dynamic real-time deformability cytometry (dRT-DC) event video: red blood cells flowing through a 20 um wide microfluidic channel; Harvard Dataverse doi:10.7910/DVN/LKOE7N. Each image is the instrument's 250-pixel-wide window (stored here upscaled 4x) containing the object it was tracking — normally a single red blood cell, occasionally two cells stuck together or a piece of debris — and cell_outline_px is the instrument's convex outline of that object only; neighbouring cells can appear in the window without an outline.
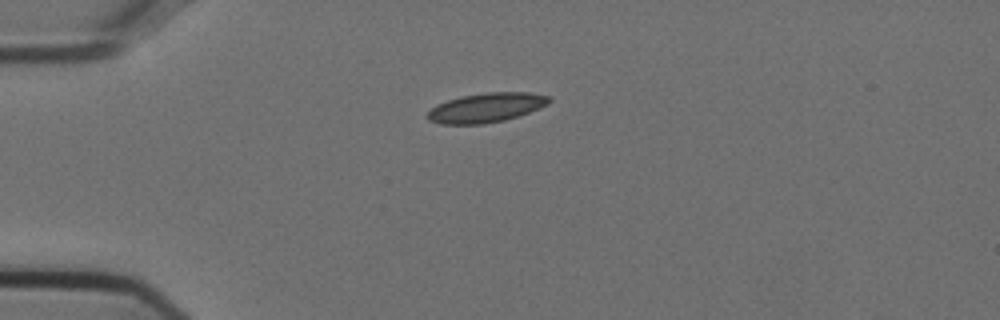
{"species": "Egyptian fruit bat (a non-hibernating species)", "species_latin": "Rousettus aegyptiacus", "temperature_condition": "cold", "stored_images_in_passage": 41, "camera_frame_rate_fps": 3000, "um_per_image_px": 0.085, "animal": {"sex": "female"}, "frame": {"image": 1, "passage_image": 1, "time_ms": 0.0, "image_size_px": [1000, 320], "cell_outline_px": [[552, 100], [548, 104], [540, 108], [504, 120], [484, 124], [440, 124], [428, 120], [424, 116], [436, 104], [460, 96], [484, 92], [532, 92], [552, 96]], "centroid_in_image_um": [41.33, 9.14], "position_along_channel_um": 43.7, "area_um2": 21.1}}
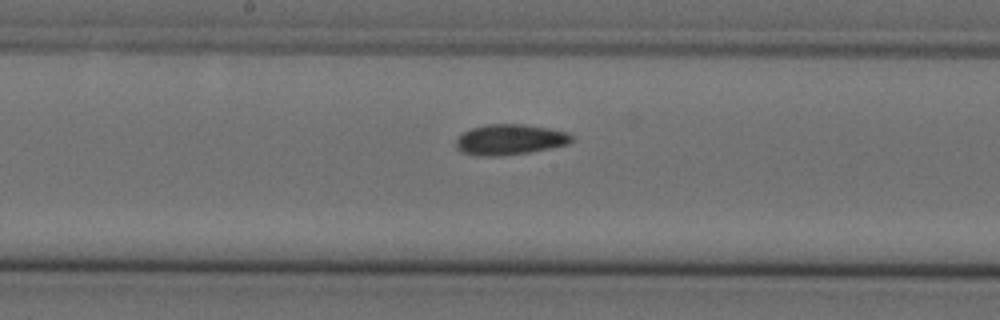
{"frame": {"image": 2, "passage_image": 16, "time_ms": 5.0, "image_size_px": [1000, 320], "cell_outline_px": [[572, 140], [568, 144], [528, 152], [500, 156], [476, 156], [460, 152], [456, 148], [456, 140], [464, 132], [472, 128], [488, 124], [524, 124], [548, 128], [568, 132], [572, 136]], "centroid_in_image_um": [43.31, 11.87], "position_along_channel_um": 204.9, "area_um2": 20.52}}
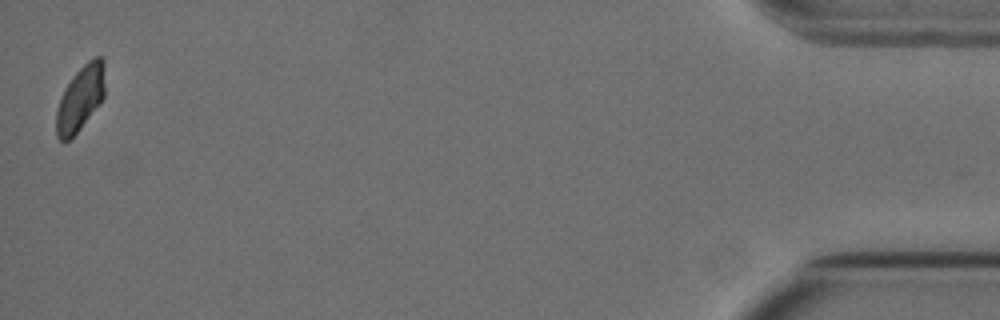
{"frame": {"image": 3, "passage_image": 41, "time_ms": 13.333, "image_size_px": [1000, 320], "cell_outline_px": [[104, 96], [100, 104], [80, 128], [68, 140], [60, 140], [56, 136], [56, 112], [64, 88], [72, 76], [88, 60], [96, 56], [100, 56], [104, 60]], "centroid_in_image_um": [6.84, 8.33], "position_along_channel_um": 428.4, "area_um2": 18.32}, "authors_computed_cell_mechanics": {"area_um2": 19.8832, "velocity_mm_per_s": 3.7322, "shape_relaxation_time_tau1_ms": null, "shape_relaxation_time_tau2_ms": 4.3772, "deformation_change_tau1": null, "deformation_change_tau2": 0.0727}}